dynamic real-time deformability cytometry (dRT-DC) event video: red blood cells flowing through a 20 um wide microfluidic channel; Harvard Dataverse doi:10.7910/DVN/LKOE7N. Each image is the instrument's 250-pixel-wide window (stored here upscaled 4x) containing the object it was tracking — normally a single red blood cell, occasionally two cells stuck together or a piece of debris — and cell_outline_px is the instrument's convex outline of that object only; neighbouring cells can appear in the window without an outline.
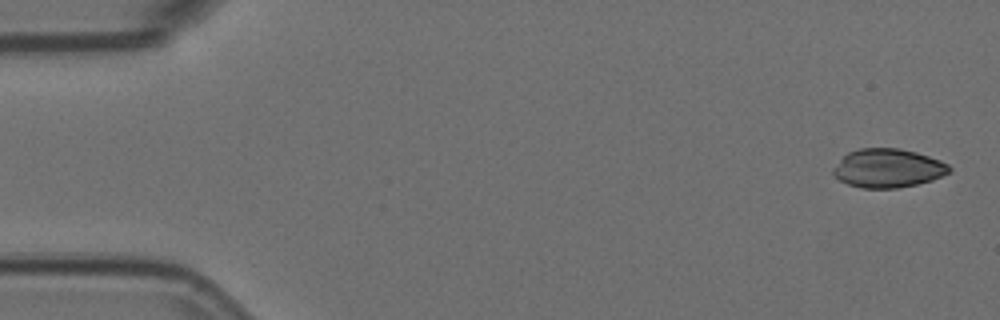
{"species": "Egyptian fruit bat (a non-hibernating species)", "species_latin": "Rousettus aegyptiacus", "temperature_condition": "room temperature", "stored_images_in_passage": 4, "camera_frame_rate_fps": 3000, "um_per_image_px": 0.085, "animal": {"sex": "female"}, "frame": {"image": 1, "passage_image": 1, "time_ms": 0.0, "image_size_px": [1000, 320], "cell_outline_px": [[952, 168], [948, 172], [932, 180], [916, 184], [896, 188], [864, 188], [848, 184], [840, 180], [832, 172], [832, 168], [848, 152], [860, 148], [900, 148], [916, 152], [940, 160], [948, 164]], "centroid_in_image_um": [75.46, 14.29], "position_along_channel_um": 9.5, "area_um2": 26.01}}
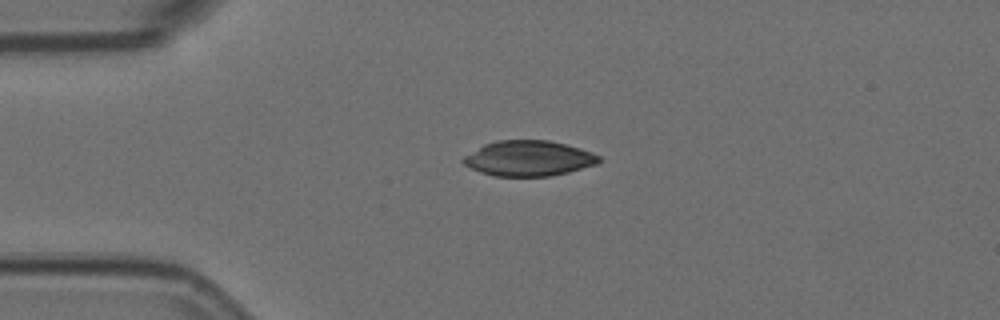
{"frame": {"image": 2, "passage_image": 3, "time_ms": 0.667, "image_size_px": [1000, 320], "cell_outline_px": [[600, 160], [596, 164], [568, 172], [548, 176], [496, 176], [480, 172], [464, 164], [460, 160], [464, 156], [484, 144], [496, 140], [548, 140], [580, 148], [592, 152], [600, 156]], "centroid_in_image_um": [44.92, 13.45], "position_along_channel_um": 40.1, "area_um2": 27.8}}